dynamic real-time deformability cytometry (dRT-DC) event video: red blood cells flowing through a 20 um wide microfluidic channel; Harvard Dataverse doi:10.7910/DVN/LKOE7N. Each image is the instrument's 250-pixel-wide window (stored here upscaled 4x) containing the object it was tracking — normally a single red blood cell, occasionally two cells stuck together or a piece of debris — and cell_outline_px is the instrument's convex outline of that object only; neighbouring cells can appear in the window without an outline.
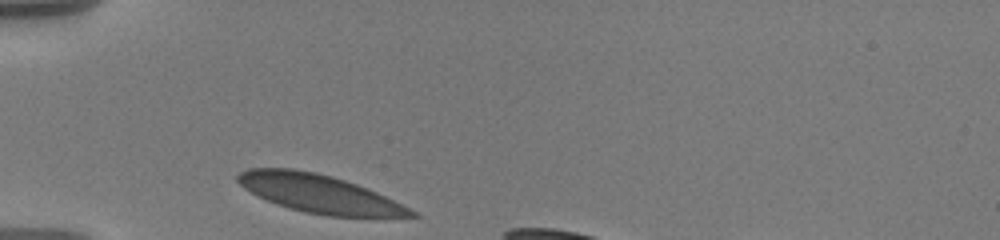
{"species": "human", "species_latin": "Homo sapiens", "temperature_condition": "warm", "stored_images_in_passage": 13, "camera_frame_rate_fps": 3000, "um_per_image_px": 0.085, "donor": {"sex": "male"}, "frame": {"image": 1, "passage_image": 1, "time_ms": 0.0, "image_size_px": [1000, 240], "cell_outline_px": [[420, 216], [328, 216], [304, 212], [276, 204], [244, 188], [236, 180], [236, 176], [240, 172], [248, 168], [292, 168], [316, 172], [332, 176], [356, 184], [376, 192], [416, 212]], "centroid_in_image_um": [27.07, 16.44], "position_along_channel_um": 57.9, "area_um2": 37.92}}
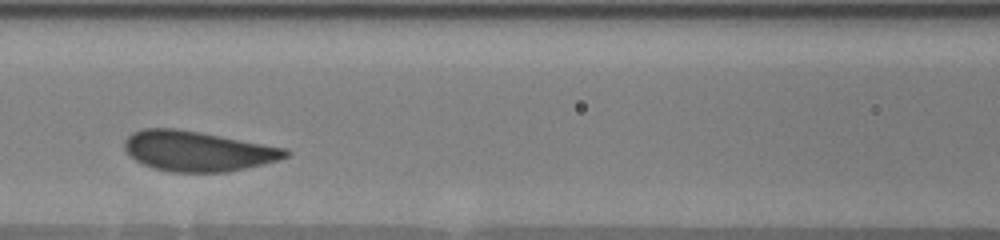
{"frame": {"image": 2, "passage_image": 7, "time_ms": 3.0, "image_size_px": [1000, 240], "cell_outline_px": [[288, 156], [264, 164], [228, 172], [172, 172], [152, 168], [136, 160], [124, 148], [124, 140], [132, 132], [144, 128], [176, 128], [200, 132], [284, 148], [288, 152]], "centroid_in_image_um": [16.75, 12.84], "position_along_channel_um": 149.8, "area_um2": 37.34}}
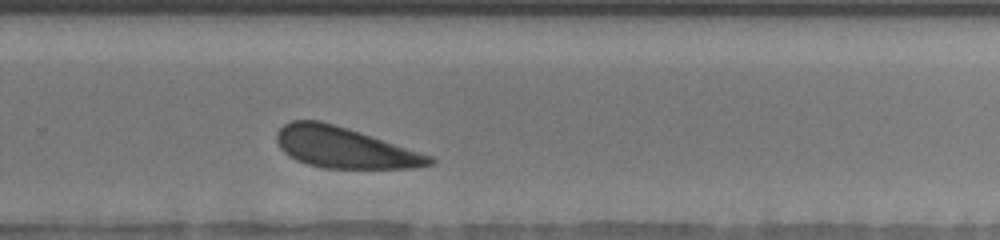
{"frame": {"image": 3, "passage_image": 13, "time_ms": 7.333, "image_size_px": [1000, 240], "cell_outline_px": [[436, 160], [432, 164], [416, 168], [324, 168], [308, 164], [296, 160], [288, 156], [280, 148], [276, 140], [276, 132], [284, 124], [292, 120], [320, 120], [360, 132], [432, 156]], "centroid_in_image_um": [29.24, 12.55], "position_along_channel_um": 300.6, "area_um2": 36.24}}